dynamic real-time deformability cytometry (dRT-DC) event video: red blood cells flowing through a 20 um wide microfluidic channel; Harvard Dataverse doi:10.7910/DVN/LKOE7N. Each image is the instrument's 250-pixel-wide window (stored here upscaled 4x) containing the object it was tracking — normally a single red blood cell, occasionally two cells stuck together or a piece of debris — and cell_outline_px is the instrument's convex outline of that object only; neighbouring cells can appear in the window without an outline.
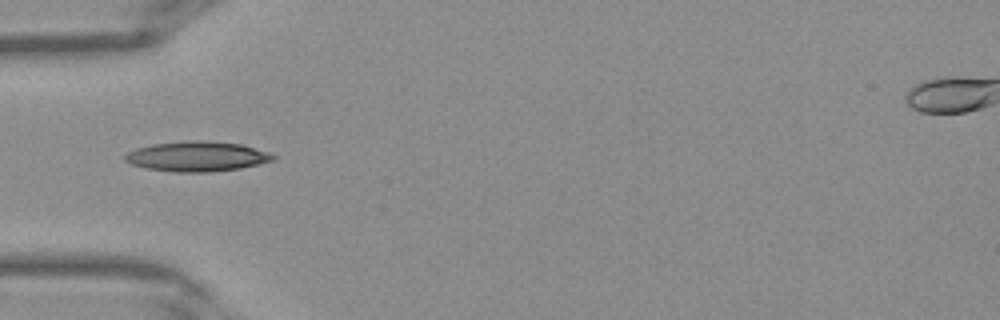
{"species": "Egyptian fruit bat (a non-hibernating species)", "species_latin": "Rousettus aegyptiacus", "temperature_condition": "warm", "stored_images_in_passage": 28, "camera_frame_rate_fps": 3000, "um_per_image_px": 0.085, "frame": {"image": 1, "passage_image": 1, "time_ms": 0.0, "image_size_px": [1000, 320], "cell_outline_px": [[276, 156], [272, 160], [260, 164], [240, 168], [212, 172], [176, 172], [144, 168], [132, 164], [124, 160], [124, 156], [128, 152], [136, 148], [152, 144], [188, 140], [200, 140], [240, 144], [268, 152]], "centroid_in_image_um": [16.72, 13.3], "position_along_channel_um": 68.3, "area_um2": 25.84}}
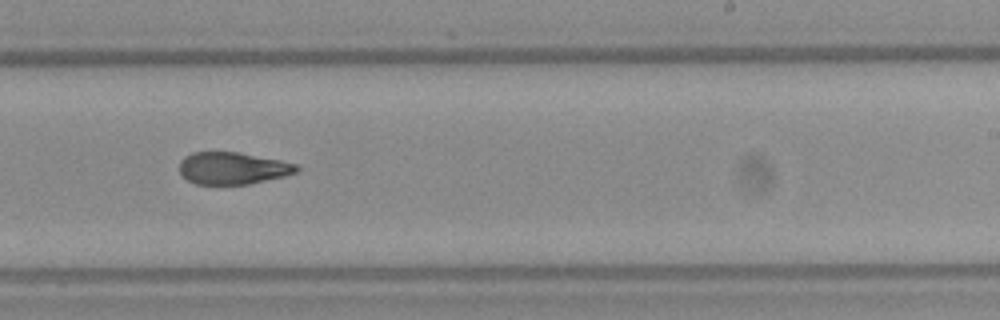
{"frame": {"image": 2, "passage_image": 13, "time_ms": 4.0, "image_size_px": [1000, 320], "cell_outline_px": [[300, 168], [296, 172], [284, 176], [248, 184], [196, 184], [188, 180], [180, 172], [180, 160], [184, 156], [192, 152], [236, 152], [280, 160], [296, 164]], "centroid_in_image_um": [19.76, 14.29], "position_along_channel_um": 269.2, "area_um2": 21.73}}
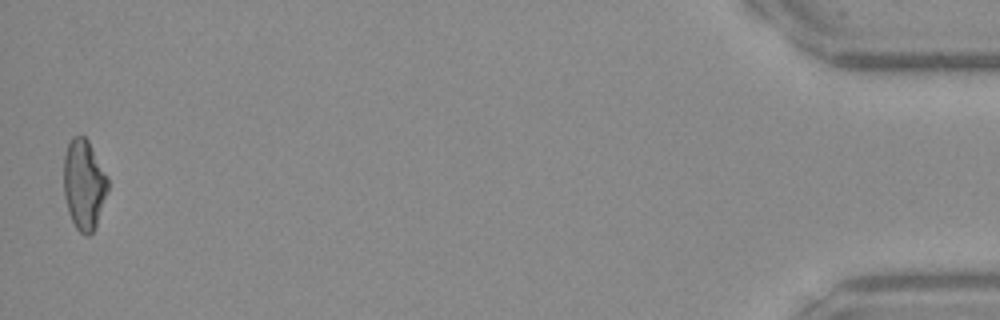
{"frame": {"image": 3, "passage_image": 28, "time_ms": 9.0, "image_size_px": [1000, 320], "cell_outline_px": [[108, 192], [96, 224], [92, 232], [88, 236], [84, 236], [76, 228], [68, 212], [64, 196], [64, 156], [68, 144], [72, 136], [84, 136], [88, 140], [108, 176]], "centroid_in_image_um": [7.14, 15.68], "position_along_channel_um": 428.1, "area_um2": 23.24}}